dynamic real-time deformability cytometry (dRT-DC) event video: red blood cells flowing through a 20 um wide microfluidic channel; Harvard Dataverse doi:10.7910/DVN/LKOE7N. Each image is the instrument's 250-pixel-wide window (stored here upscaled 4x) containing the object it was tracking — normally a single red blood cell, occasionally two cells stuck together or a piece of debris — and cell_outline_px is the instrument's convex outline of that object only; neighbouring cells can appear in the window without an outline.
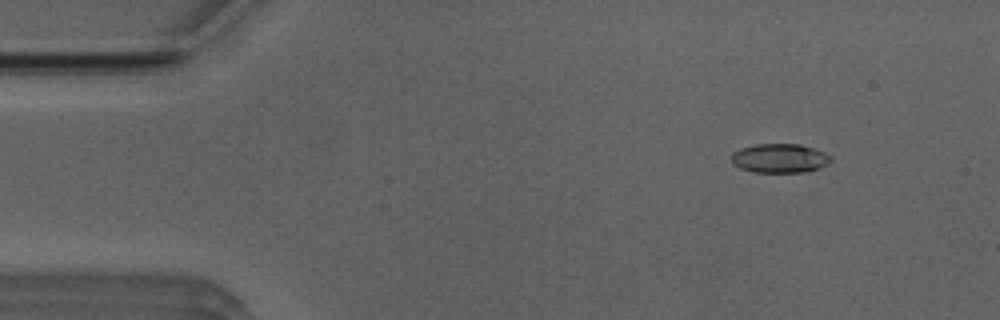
{"species": "Egyptian fruit bat (a non-hibernating species)", "species_latin": "Rousettus aegyptiacus", "temperature_condition": "room temperature", "stored_images_in_passage": 50, "camera_frame_rate_fps": 3000, "um_per_image_px": 0.085, "animal": {"sex": "male"}, "frame": {"image": 1, "passage_image": 4, "time_ms": 1.0, "image_size_px": [1000, 320], "cell_outline_px": [[832, 160], [828, 164], [820, 168], [804, 172], [752, 172], [740, 168], [732, 164], [732, 156], [740, 148], [756, 144], [800, 144], [824, 152], [832, 156]], "centroid_in_image_um": [66.3, 13.46], "position_along_channel_um": 18.7, "area_um2": 16.88}}
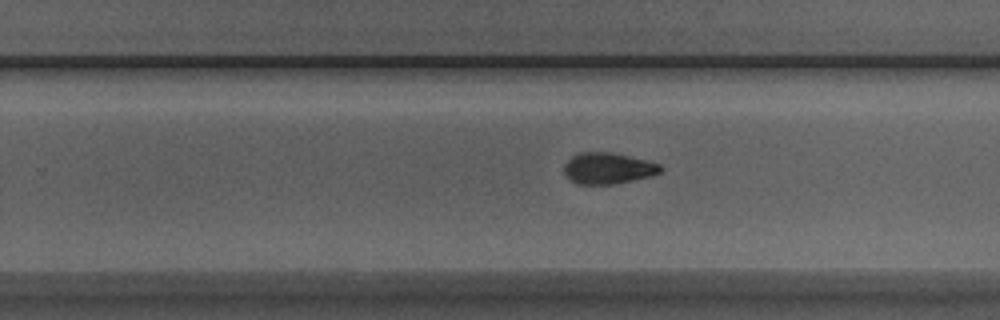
{"frame": {"image": 2, "passage_image": 30, "time_ms": 9.667, "image_size_px": [1000, 320], "cell_outline_px": [[664, 168], [660, 172], [652, 176], [616, 184], [576, 184], [568, 180], [564, 176], [564, 164], [572, 156], [580, 152], [608, 152], [628, 156], [660, 164]], "centroid_in_image_um": [51.64, 14.32], "position_along_channel_um": 278.2, "area_um2": 17.69}}
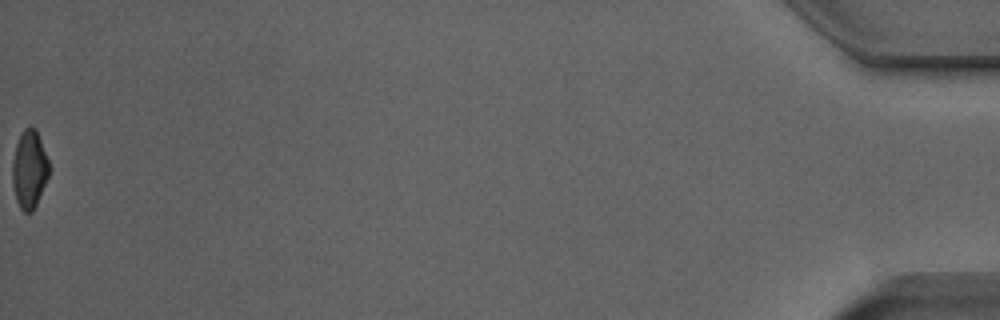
{"frame": {"image": 3, "passage_image": 50, "time_ms": 16.333, "image_size_px": [1000, 320], "cell_outline_px": [[48, 176], [36, 204], [32, 212], [24, 212], [20, 208], [16, 200], [12, 184], [12, 164], [16, 144], [20, 132], [24, 128], [36, 128], [48, 160]], "centroid_in_image_um": [2.47, 14.39], "position_along_channel_um": 432.7, "area_um2": 16.47}, "authors_computed_cell_mechanics": {"area_um2": 17.4845, "velocity_mm_per_s": 3.9688, "shape_relaxation_time_tau1_ms": 5.1425, "shape_relaxation_time_tau2_ms": 4.8518, "deformation_change_tau1": 0.1618, "deformation_change_tau2": 0.1209}}